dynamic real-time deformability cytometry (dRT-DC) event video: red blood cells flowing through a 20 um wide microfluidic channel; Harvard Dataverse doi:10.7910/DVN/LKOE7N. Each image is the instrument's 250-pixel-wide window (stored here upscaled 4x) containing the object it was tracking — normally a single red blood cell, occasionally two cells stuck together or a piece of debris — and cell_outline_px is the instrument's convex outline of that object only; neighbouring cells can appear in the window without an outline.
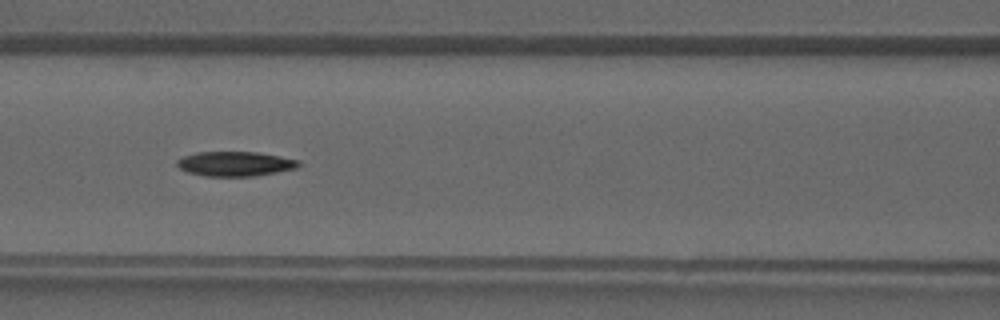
{"species": "common noctule bat (a hibernating species)", "species_latin": "Nyctalus noctula", "temperature_condition": "warm", "stored_images_in_passage": 28, "camera_frame_rate_fps": 3000, "um_per_image_px": 0.085, "animal": {"sex": "male", "forearm_length_mm": 52.5}, "frame": {"image": 1, "passage_image": 9, "time_ms": 2.667, "image_size_px": [1000, 320], "cell_outline_px": [[300, 164], [296, 168], [256, 176], [204, 176], [188, 172], [180, 168], [176, 164], [176, 160], [184, 156], [196, 152], [256, 152], [280, 156], [300, 160]], "centroid_in_image_um": [19.98, 13.92], "position_along_channel_um": 146.6, "area_um2": 17.46}}
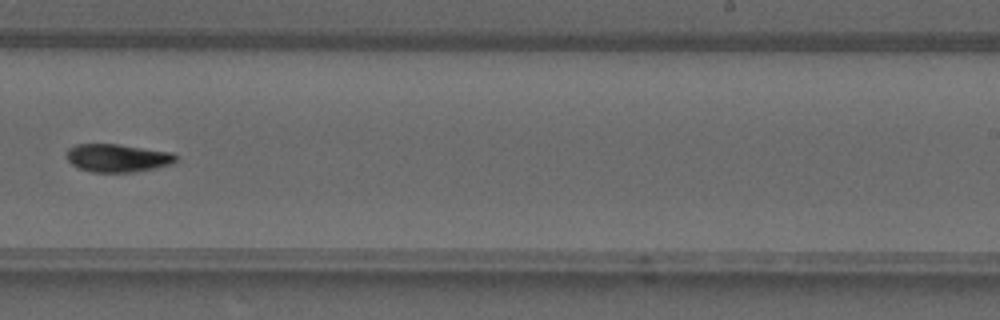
{"frame": {"image": 2, "passage_image": 17, "time_ms": 5.333, "image_size_px": [1000, 320], "cell_outline_px": [[176, 160], [172, 164], [156, 168], [132, 172], [92, 172], [80, 168], [72, 164], [68, 160], [68, 148], [76, 144], [120, 144], [172, 152], [176, 156]], "centroid_in_image_um": [10.02, 13.42], "position_along_channel_um": 279.0, "area_um2": 17.8}}
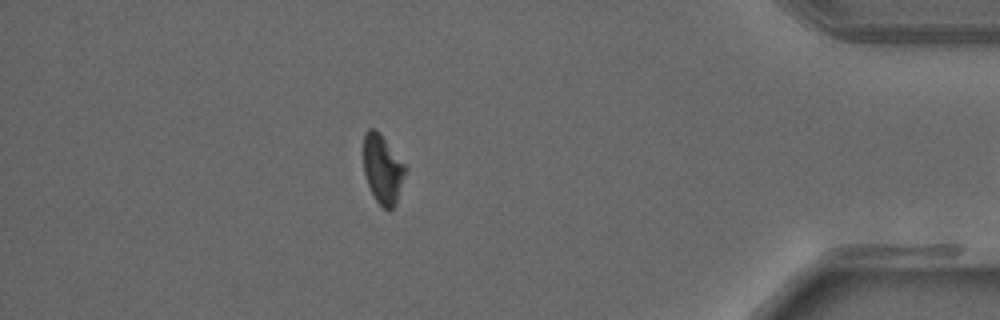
{"frame": {"image": 3, "passage_image": 27, "time_ms": 8.667, "image_size_px": [1000, 320], "cell_outline_px": [[408, 168], [396, 200], [392, 208], [384, 208], [376, 200], [368, 184], [364, 172], [364, 132], [368, 128], [376, 128], [380, 132], [408, 164]], "centroid_in_image_um": [32.56, 14.28], "position_along_channel_um": 402.6, "area_um2": 17.05}}